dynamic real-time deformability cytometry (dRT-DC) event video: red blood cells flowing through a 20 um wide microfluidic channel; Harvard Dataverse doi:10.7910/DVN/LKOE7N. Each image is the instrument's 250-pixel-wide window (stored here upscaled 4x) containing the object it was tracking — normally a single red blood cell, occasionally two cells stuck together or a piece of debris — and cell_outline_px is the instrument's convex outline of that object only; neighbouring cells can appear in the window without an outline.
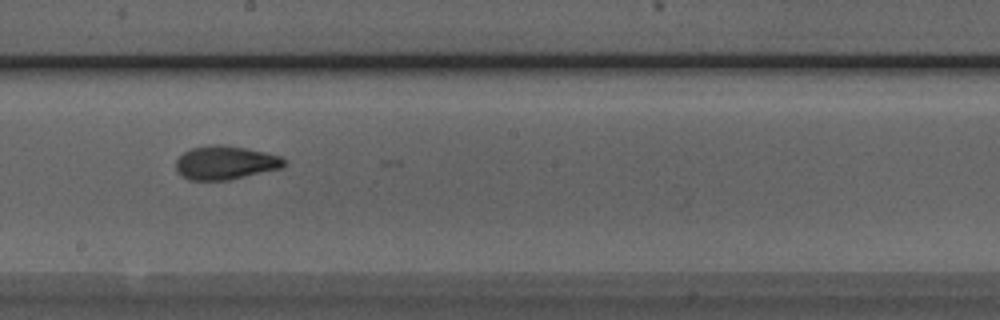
{"species": "Egyptian fruit bat (a non-hibernating species)", "species_latin": "Rousettus aegyptiacus", "temperature_condition": "room temperature", "stored_images_in_passage": 21, "camera_frame_rate_fps": 3000, "um_per_image_px": 0.085, "animal": {"sex": "male"}, "frame": {"image": 1, "passage_image": 15, "time_ms": 4.667, "image_size_px": [1000, 320], "cell_outline_px": [[288, 164], [280, 168], [228, 180], [188, 180], [176, 168], [176, 160], [184, 152], [192, 148], [212, 144], [220, 144], [244, 148], [264, 152], [280, 156], [288, 160]], "centroid_in_image_um": [19.18, 13.82], "position_along_channel_um": 229.0, "area_um2": 21.04}}